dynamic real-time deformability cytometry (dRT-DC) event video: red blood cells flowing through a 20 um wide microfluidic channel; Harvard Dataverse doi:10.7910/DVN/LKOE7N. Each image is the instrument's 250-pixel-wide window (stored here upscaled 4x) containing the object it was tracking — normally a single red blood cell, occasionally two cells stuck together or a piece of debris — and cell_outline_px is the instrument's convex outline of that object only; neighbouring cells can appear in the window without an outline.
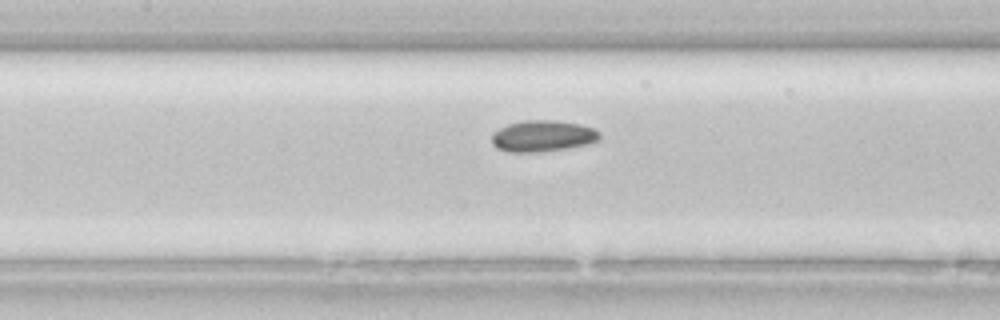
{"species": "common noctule bat (a hibernating species)", "species_latin": "Nyctalus noctula", "temperature_condition": "room temperature", "stored_images_in_passage": 24, "camera_frame_rate_fps": 3000, "um_per_image_px": 0.085, "animal": {"sex": "female", "body_mass_g": 22.7, "forearm_length_mm": 54.2}, "frame": {"image": 1, "passage_image": 8, "time_ms": 2.333, "image_size_px": [1000, 320], "cell_outline_px": [[600, 140], [592, 144], [536, 152], [508, 152], [496, 148], [492, 144], [492, 132], [508, 124], [524, 120], [556, 120], [580, 124], [592, 128], [600, 132]], "centroid_in_image_um": [46.13, 11.56], "position_along_channel_um": 161.3, "area_um2": 19.83}}
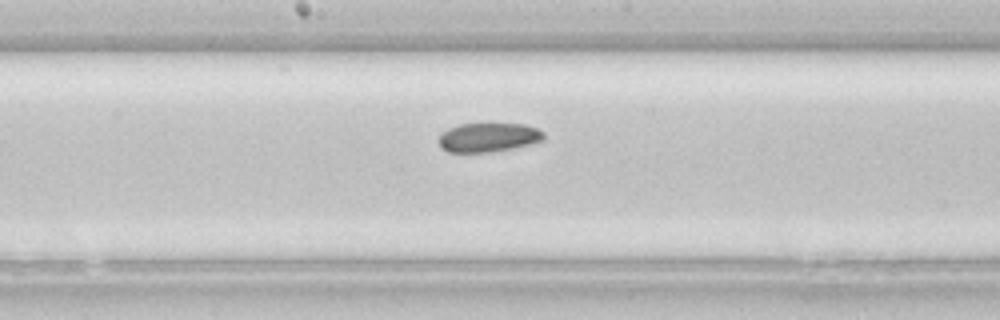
{"frame": {"image": 2, "passage_image": 11, "time_ms": 3.333, "image_size_px": [1000, 320], "cell_outline_px": [[544, 140], [512, 148], [492, 152], [448, 152], [440, 148], [440, 136], [448, 128], [460, 124], [524, 124], [536, 128], [544, 132]], "centroid_in_image_um": [41.51, 11.68], "position_along_channel_um": 206.7, "area_um2": 17.63}}